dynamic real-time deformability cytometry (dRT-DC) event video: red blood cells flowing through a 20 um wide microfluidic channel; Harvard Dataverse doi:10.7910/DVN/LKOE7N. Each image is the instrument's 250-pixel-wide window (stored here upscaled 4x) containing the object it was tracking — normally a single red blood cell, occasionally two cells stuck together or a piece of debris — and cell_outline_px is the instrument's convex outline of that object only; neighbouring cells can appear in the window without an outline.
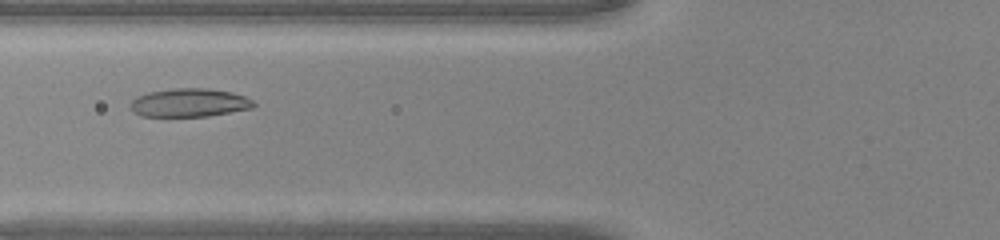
{"species": "common noctule bat (a hibernating species)", "species_latin": "Nyctalus noctula", "temperature_condition": "warm", "stored_images_in_passage": 43, "camera_frame_rate_fps": 3000, "um_per_image_px": 0.085, "animal": {"sex": "male", "body_mass_g": 20.0, "forearm_length_mm": 53.3}, "frame": {"image": 1, "passage_image": 15, "time_ms": 4.667, "image_size_px": [1000, 240], "cell_outline_px": [[256, 104], [252, 108], [208, 116], [140, 116], [132, 108], [132, 100], [136, 96], [148, 92], [172, 88], [208, 88], [232, 92], [244, 96], [252, 100]], "centroid_in_image_um": [16.11, 8.72], "position_along_channel_um": 109.7, "area_um2": 20.29}}
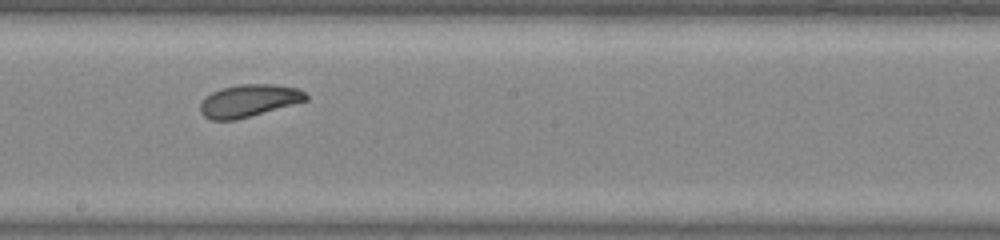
{"frame": {"image": 2, "passage_image": 23, "time_ms": 7.333, "image_size_px": [1000, 240], "cell_outline_px": [[308, 100], [236, 120], [212, 120], [204, 116], [200, 112], [200, 104], [212, 92], [220, 88], [240, 84], [276, 84], [296, 88], [304, 92], [308, 96]], "centroid_in_image_um": [21.15, 8.55], "position_along_channel_um": 227.0, "area_um2": 19.83}}
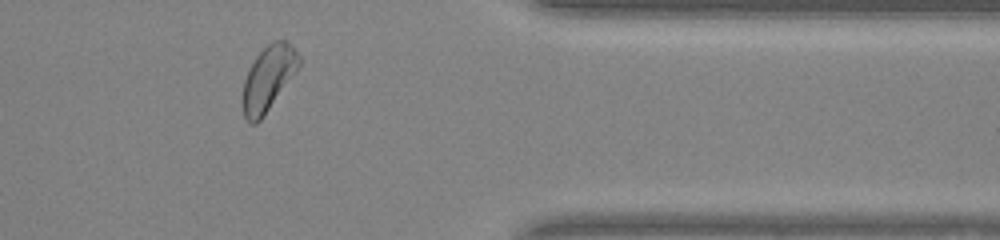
{"frame": {"image": 3, "passage_image": 35, "time_ms": 11.333, "image_size_px": [1000, 240], "cell_outline_px": [[300, 64], [296, 72], [264, 116], [256, 124], [248, 124], [244, 116], [240, 100], [244, 80], [248, 68], [256, 56], [272, 40], [284, 40], [292, 44], [300, 56]], "centroid_in_image_um": [22.77, 6.68], "position_along_channel_um": 388.6, "area_um2": 21.73}}